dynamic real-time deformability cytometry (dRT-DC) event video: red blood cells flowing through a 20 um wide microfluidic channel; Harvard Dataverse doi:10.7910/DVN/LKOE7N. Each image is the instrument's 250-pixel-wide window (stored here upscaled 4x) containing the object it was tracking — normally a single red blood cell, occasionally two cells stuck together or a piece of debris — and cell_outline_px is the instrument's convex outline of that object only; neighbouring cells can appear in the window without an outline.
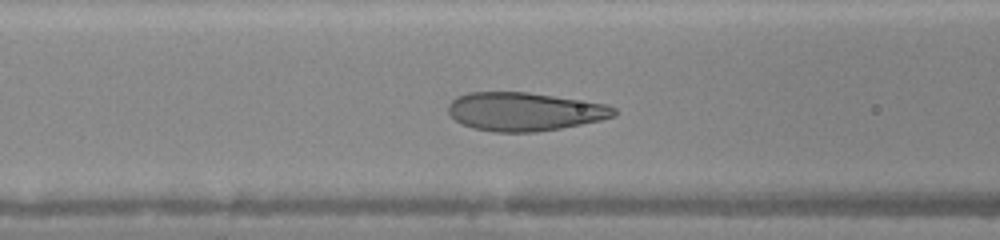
{"species": "human", "species_latin": "Homo sapiens", "temperature_condition": "warm", "stored_images_in_passage": 32, "camera_frame_rate_fps": 3000, "um_per_image_px": 0.085, "donor": {"sex": "female"}, "frame": {"image": 1, "passage_image": 9, "time_ms": 2.667, "image_size_px": [1000, 240], "cell_outline_px": [[616, 116], [600, 120], [560, 128], [536, 132], [496, 132], [472, 128], [460, 124], [448, 112], [448, 104], [456, 96], [468, 92], [528, 92], [608, 104], [616, 108]], "centroid_in_image_um": [44.57, 9.48], "position_along_channel_um": 122.0, "area_um2": 37.28}}
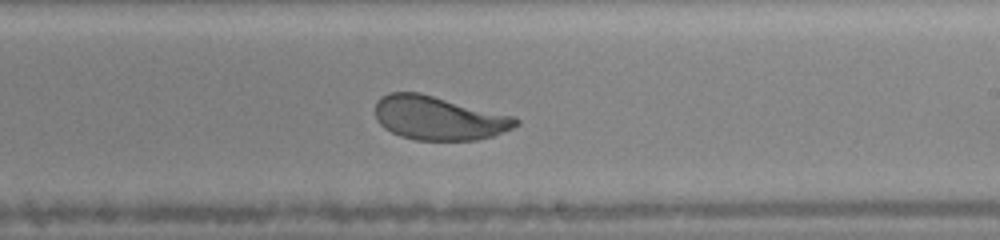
{"frame": {"image": 2, "passage_image": 18, "time_ms": 5.667, "image_size_px": [1000, 240], "cell_outline_px": [[520, 124], [512, 128], [492, 136], [476, 140], [416, 140], [400, 136], [384, 128], [376, 120], [376, 100], [380, 96], [388, 92], [420, 92], [516, 116], [520, 120]], "centroid_in_image_um": [37.3, 10.02], "position_along_channel_um": 251.7, "area_um2": 36.3}}
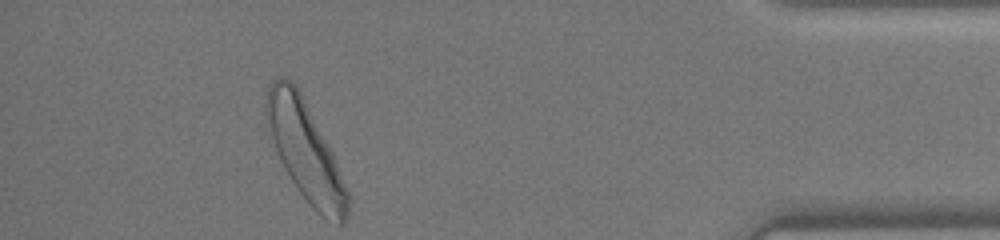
{"frame": {"image": 3, "passage_image": 32, "time_ms": 10.333, "image_size_px": [1000, 240], "cell_outline_px": [[348, 216], [344, 224], [340, 224], [316, 212], [312, 208], [296, 188], [284, 168], [280, 160], [272, 136], [264, 104], [268, 88], [272, 80], [284, 76], [292, 80], [296, 84], [328, 144], [332, 152], [348, 192]], "centroid_in_image_um": [25.95, 12.82], "position_along_channel_um": 409.2, "area_um2": 45.89}, "authors_computed_cell_mechanics": {"area_um2": 36.992, "velocity_mm_per_s": 4.3319, "shape_relaxation_time_tau1_ms": 2.4873, "shape_relaxation_time_tau2_ms": 0.4726, "deformation_change_tau1": 0.1475, "deformation_change_tau2": 0.0798}}